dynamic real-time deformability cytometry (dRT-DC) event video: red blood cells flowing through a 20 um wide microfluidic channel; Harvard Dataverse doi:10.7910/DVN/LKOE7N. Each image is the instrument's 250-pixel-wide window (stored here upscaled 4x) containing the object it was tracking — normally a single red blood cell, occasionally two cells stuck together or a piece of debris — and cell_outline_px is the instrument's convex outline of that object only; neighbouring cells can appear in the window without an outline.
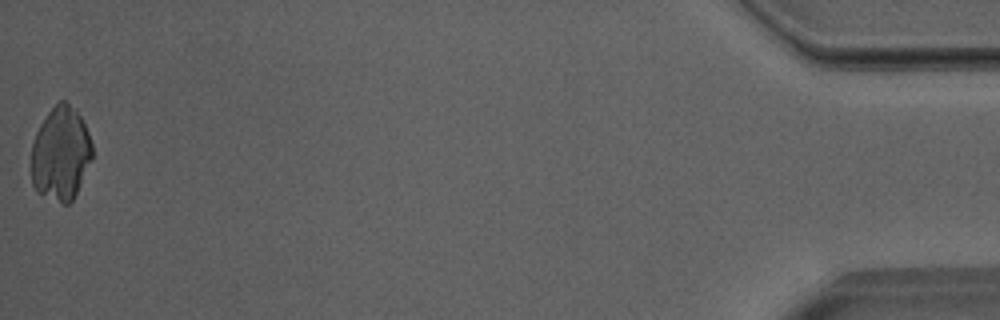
{"species": "Egyptian fruit bat (a non-hibernating species)", "species_latin": "Rousettus aegyptiacus", "temperature_condition": "room temperature", "stored_images_in_passage": 51, "camera_frame_rate_fps": 3000, "um_per_image_px": 0.085, "animal": {"sex": "male"}, "frame": {"image": 1, "passage_image": 51, "time_ms": 16.667, "image_size_px": [1000, 320], "cell_outline_px": [[92, 160], [72, 200], [68, 204], [64, 204], [36, 192], [32, 184], [32, 144], [36, 132], [40, 124], [48, 112], [60, 100], [64, 100], [76, 108], [88, 132], [92, 144]], "centroid_in_image_um": [5.16, 13.05], "position_along_channel_um": 430.0, "area_um2": 33.23}}